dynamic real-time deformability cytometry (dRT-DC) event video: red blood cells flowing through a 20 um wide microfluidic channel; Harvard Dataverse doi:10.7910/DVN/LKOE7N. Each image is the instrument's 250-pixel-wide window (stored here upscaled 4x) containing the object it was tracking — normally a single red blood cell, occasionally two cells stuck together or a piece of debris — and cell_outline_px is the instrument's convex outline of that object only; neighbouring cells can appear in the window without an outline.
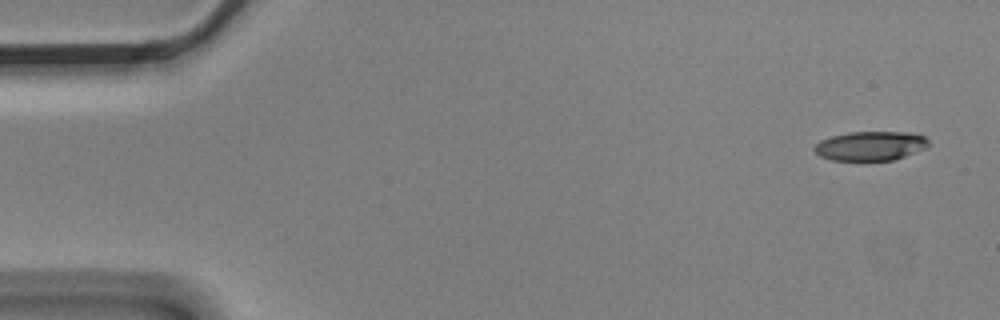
{"species": "Egyptian fruit bat (a non-hibernating species)", "species_latin": "Rousettus aegyptiacus", "temperature_condition": "cold", "stored_images_in_passage": 4, "camera_frame_rate_fps": 3000, "um_per_image_px": 0.085, "animal": {"sex": "male"}, "frame": {"image": 1, "passage_image": 1, "time_ms": 0.0, "image_size_px": [1000, 320], "cell_outline_px": [[928, 144], [924, 148], [904, 156], [892, 160], [832, 160], [820, 156], [812, 148], [820, 140], [832, 136], [848, 132], [908, 132], [924, 136], [928, 140]], "centroid_in_image_um": [73.95, 12.39], "position_along_channel_um": 11.0, "area_um2": 19.25}}